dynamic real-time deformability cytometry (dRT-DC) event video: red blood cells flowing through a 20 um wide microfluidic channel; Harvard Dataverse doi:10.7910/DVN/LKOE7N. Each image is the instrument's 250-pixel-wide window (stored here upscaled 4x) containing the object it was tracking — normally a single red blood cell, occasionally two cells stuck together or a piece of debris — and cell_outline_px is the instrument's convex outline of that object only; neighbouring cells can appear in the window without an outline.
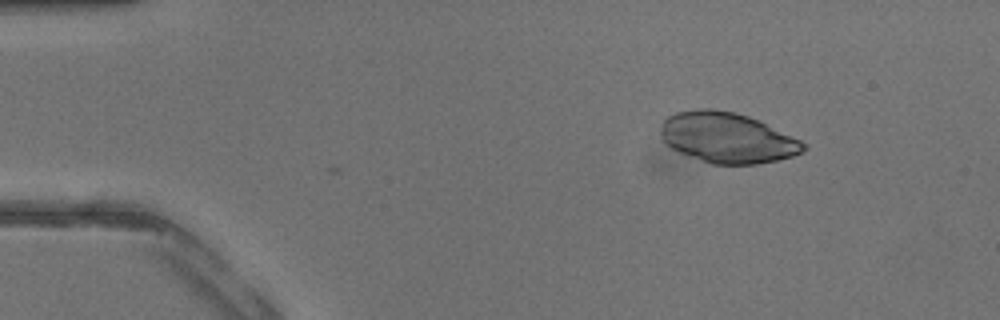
{"species": "common noctule bat (a hibernating species)", "species_latin": "Nyctalus noctula", "temperature_condition": "warm", "stored_images_in_passage": 13, "camera_frame_rate_fps": 3000, "um_per_image_px": 0.085, "animal": {"sex": "male", "body_mass_g": 13.3}, "frame": {"image": 1, "passage_image": 1, "time_ms": 0.0, "image_size_px": [1000, 320], "cell_outline_px": [[808, 148], [804, 152], [792, 156], [776, 160], [756, 164], [712, 164], [700, 160], [680, 152], [664, 144], [660, 140], [660, 128], [664, 120], [668, 116], [676, 112], [696, 108], [712, 108], [736, 112], [748, 116], [800, 140], [808, 144]], "centroid_in_image_um": [61.78, 11.7], "position_along_channel_um": 23.2, "area_um2": 42.08}}